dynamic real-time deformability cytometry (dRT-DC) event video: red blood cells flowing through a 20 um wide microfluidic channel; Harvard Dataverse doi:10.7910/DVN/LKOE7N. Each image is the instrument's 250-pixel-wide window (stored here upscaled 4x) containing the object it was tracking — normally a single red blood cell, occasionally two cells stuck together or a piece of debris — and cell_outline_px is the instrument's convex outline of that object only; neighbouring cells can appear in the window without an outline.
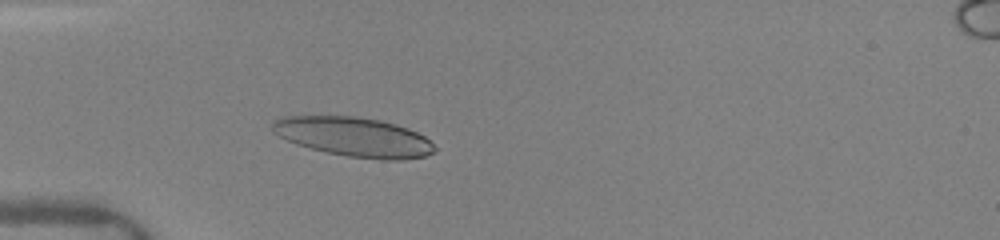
{"species": "human", "species_latin": "Homo sapiens", "temperature_condition": "warm", "stored_images_in_passage": 18, "camera_frame_rate_fps": 3000, "um_per_image_px": 0.085, "donor": {"sex": "female"}, "frame": {"image": 1, "passage_image": 4, "time_ms": 2.667, "image_size_px": [1000, 240], "cell_outline_px": [[436, 152], [424, 156], [404, 160], [380, 160], [348, 156], [328, 152], [296, 144], [272, 132], [272, 120], [280, 116], [356, 116], [380, 120], [396, 124], [408, 128], [424, 136], [436, 148]], "centroid_in_image_um": [30.08, 11.63], "position_along_channel_um": 54.9, "area_um2": 37.28}}
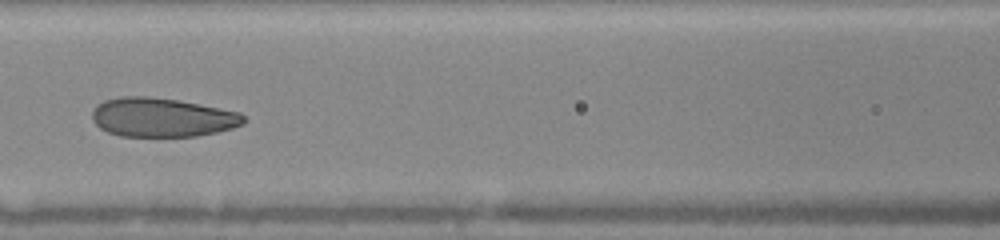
{"frame": {"image": 2, "passage_image": 11, "time_ms": 5.333, "image_size_px": [1000, 240], "cell_outline_px": [[244, 124], [232, 128], [216, 132], [196, 136], [120, 136], [108, 132], [100, 128], [92, 120], [92, 112], [96, 104], [104, 100], [120, 96], [144, 96], [176, 100], [240, 112], [244, 116]], "centroid_in_image_um": [13.74, 9.98], "position_along_channel_um": 152.9, "area_um2": 34.33}}
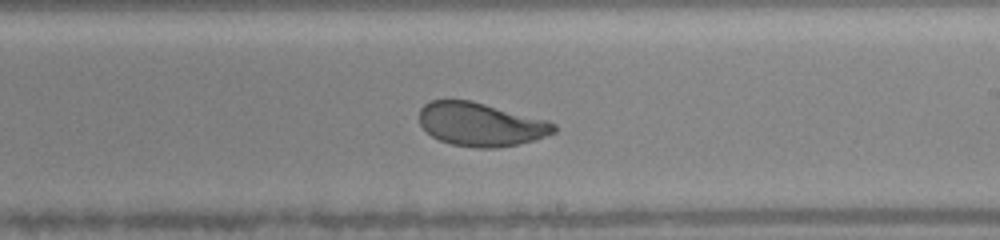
{"frame": {"image": 3, "passage_image": 18, "time_ms": 7.667, "image_size_px": [1000, 240], "cell_outline_px": [[556, 132], [536, 140], [496, 148], [476, 148], [452, 144], [440, 140], [432, 136], [420, 124], [420, 108], [424, 104], [432, 100], [472, 100], [548, 120], [556, 124]], "centroid_in_image_um": [40.89, 10.56], "position_along_channel_um": 248.1, "area_um2": 34.22}}